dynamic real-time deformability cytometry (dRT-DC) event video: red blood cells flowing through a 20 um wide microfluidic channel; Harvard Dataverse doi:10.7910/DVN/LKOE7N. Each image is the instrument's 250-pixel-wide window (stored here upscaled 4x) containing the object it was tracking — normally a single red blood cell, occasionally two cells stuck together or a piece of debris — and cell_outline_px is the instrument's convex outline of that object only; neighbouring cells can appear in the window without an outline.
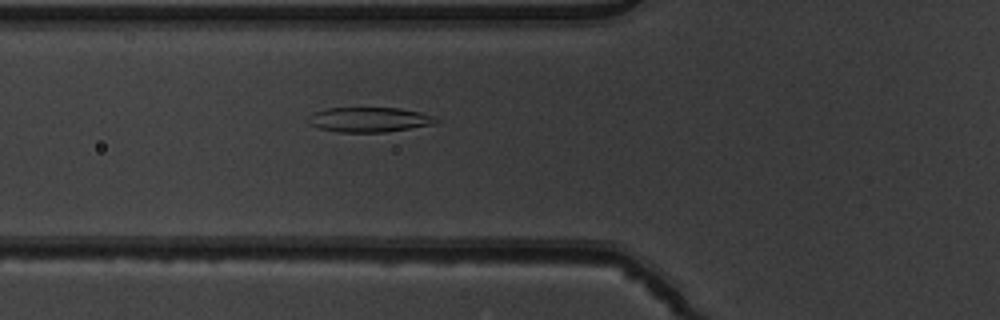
{"species": "common noctule bat (a hibernating species)", "species_latin": "Nyctalus noctula", "temperature_condition": "warm", "stored_images_in_passage": 53, "camera_frame_rate_fps": 3000, "um_per_image_px": 0.085, "animal": {"sex": "male", "body_mass_g": 19.5, "forearm_length_mm": 54.6}, "frame": {"image": 1, "passage_image": 20, "time_ms": 6.333, "image_size_px": [1000, 320], "cell_outline_px": [[440, 120], [432, 124], [384, 132], [340, 132], [320, 128], [308, 124], [308, 116], [312, 112], [324, 108], [400, 108], [420, 112], [432, 116]], "centroid_in_image_um": [31.32, 10.16], "position_along_channel_um": 94.5, "area_um2": 18.38}}
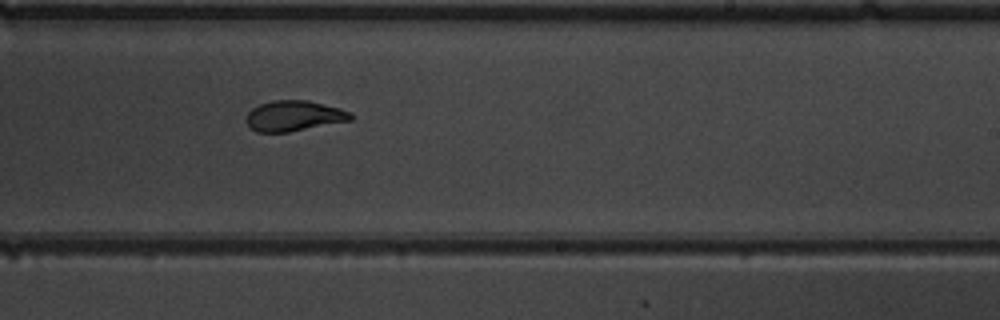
{"frame": {"image": 2, "passage_image": 33, "time_ms": 10.667, "image_size_px": [1000, 320], "cell_outline_px": [[352, 120], [288, 132], [256, 132], [248, 128], [244, 120], [248, 112], [252, 108], [260, 104], [272, 100], [308, 100], [340, 108], [352, 112]], "centroid_in_image_um": [24.94, 9.85], "position_along_channel_um": 264.1, "area_um2": 18.79}}
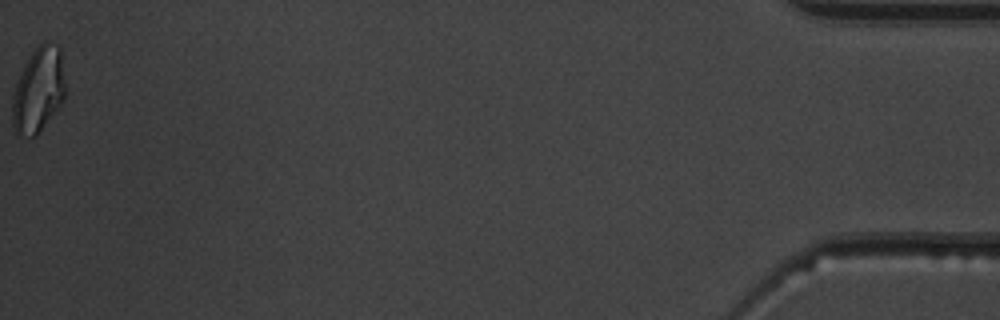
{"frame": {"image": 3, "passage_image": 53, "time_ms": 17.333, "image_size_px": [1000, 320], "cell_outline_px": [[64, 100], [36, 136], [32, 136], [16, 132], [12, 124], [12, 96], [20, 72], [24, 64], [32, 52], [44, 40], [48, 40], [60, 44], [64, 84]], "centroid_in_image_um": [3.26, 7.59], "position_along_channel_um": 431.9, "area_um2": 26.18}, "authors_computed_cell_mechanics": {"area_um2": 19.941, "velocity_mm_per_s": 3.9135, "shape_relaxation_time_tau1_ms": 4.7678, "shape_relaxation_time_tau2_ms": 1.4137, "deformation_change_tau1": 0.1682, "deformation_change_tau2": 0.0651}}